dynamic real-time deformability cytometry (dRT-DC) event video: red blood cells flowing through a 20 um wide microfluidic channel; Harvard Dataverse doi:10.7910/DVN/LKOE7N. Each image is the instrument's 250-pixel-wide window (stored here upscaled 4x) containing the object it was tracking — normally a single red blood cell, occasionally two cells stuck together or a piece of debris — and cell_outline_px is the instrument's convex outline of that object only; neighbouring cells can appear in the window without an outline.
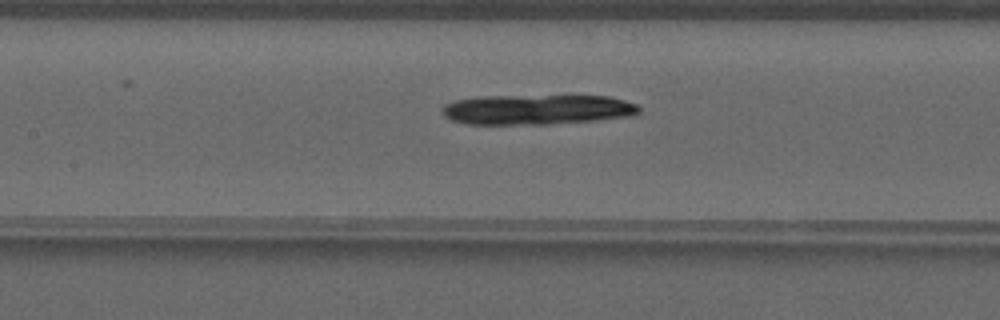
{"species": "common noctule bat (a hibernating species)", "species_latin": "Nyctalus noctula", "temperature_condition": "warm", "stored_images_in_passage": 45, "camera_frame_rate_fps": 3000, "um_per_image_px": 0.085, "animal": {"sex": "male", "forearm_length_mm": 52.5}, "frame": {"image": 1, "passage_image": 25, "time_ms": 8.0, "image_size_px": [1000, 320], "cell_outline_px": [[640, 112], [632, 116], [600, 120], [548, 124], [464, 124], [452, 120], [444, 116], [444, 104], [456, 100], [484, 96], [608, 96], [624, 100], [636, 104], [640, 108]], "centroid_in_image_um": [45.69, 9.32], "position_along_channel_um": 161.7, "area_um2": 34.45}}
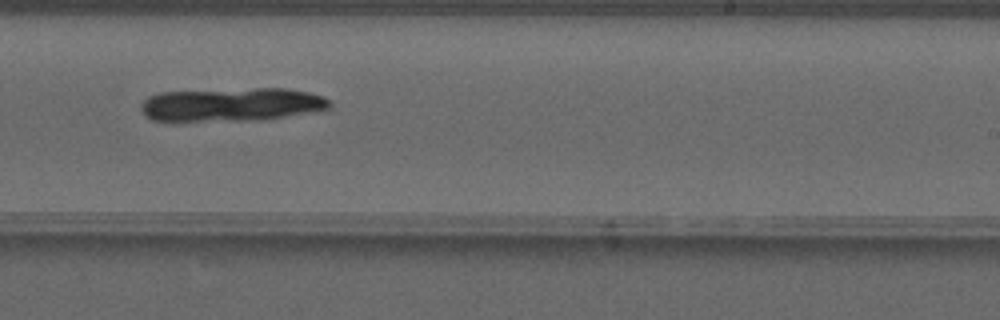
{"frame": {"image": 2, "passage_image": 33, "time_ms": 10.667, "image_size_px": [1000, 320], "cell_outline_px": [[332, 108], [324, 112], [252, 120], [152, 120], [144, 116], [140, 108], [140, 104], [148, 96], [160, 92], [256, 88], [284, 88], [308, 92], [324, 96], [332, 104]], "centroid_in_image_um": [19.76, 8.88], "position_along_channel_um": 269.2, "area_um2": 37.05}}
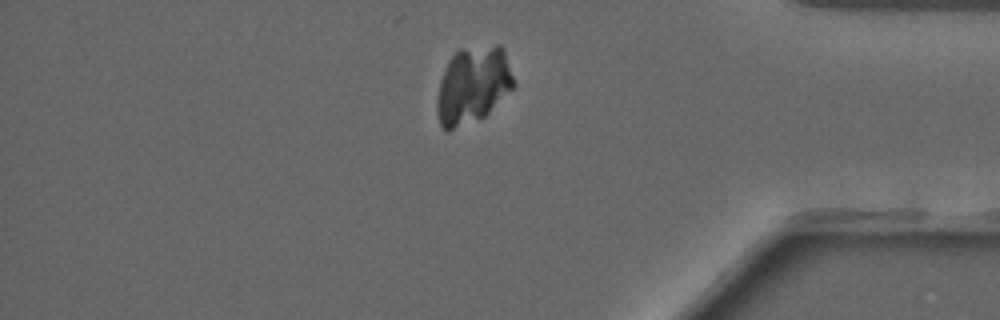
{"frame": {"image": 3, "passage_image": 44, "time_ms": 14.333, "image_size_px": [1000, 320], "cell_outline_px": [[516, 84], [480, 120], [448, 132], [440, 124], [436, 108], [436, 100], [440, 80], [444, 68], [452, 56], [460, 48], [496, 44], [500, 44], [504, 48]], "centroid_in_image_um": [40.18, 7.23], "position_along_channel_um": 395.0, "area_um2": 34.8}}